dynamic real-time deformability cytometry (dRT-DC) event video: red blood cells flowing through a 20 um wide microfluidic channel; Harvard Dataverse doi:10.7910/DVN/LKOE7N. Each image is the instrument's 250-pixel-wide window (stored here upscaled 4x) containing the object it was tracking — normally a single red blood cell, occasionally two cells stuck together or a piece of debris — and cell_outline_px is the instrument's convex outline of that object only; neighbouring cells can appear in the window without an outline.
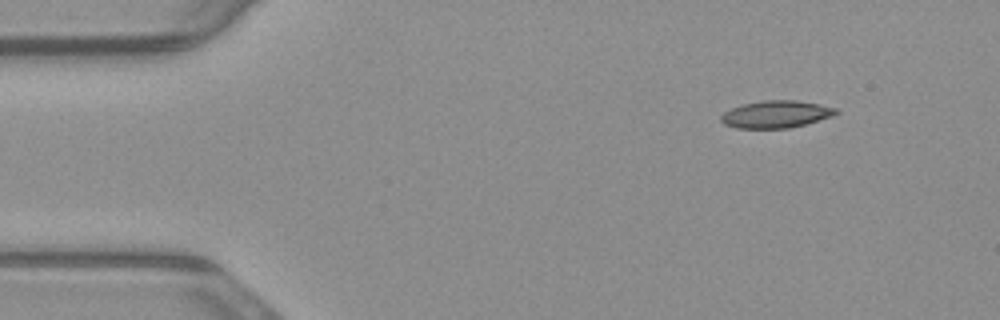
{"species": "common noctule bat (a hibernating species)", "species_latin": "Nyctalus noctula", "temperature_condition": "warm", "stored_images_in_passage": 5, "camera_frame_rate_fps": 3000, "um_per_image_px": 0.085, "animal": {"sex": "male", "body_mass_g": 23.1, "forearm_length_mm": 52.7}, "frame": {"image": 1, "passage_image": 3, "time_ms": 0.667, "image_size_px": [1000, 320], "cell_outline_px": [[828, 112], [812, 120], [796, 124], [768, 128], [756, 128], [736, 124], [760, 104], [808, 104]], "centroid_in_image_um": [66.34, 9.81], "position_along_channel_um": 18.7, "area_um2": 10.87}}